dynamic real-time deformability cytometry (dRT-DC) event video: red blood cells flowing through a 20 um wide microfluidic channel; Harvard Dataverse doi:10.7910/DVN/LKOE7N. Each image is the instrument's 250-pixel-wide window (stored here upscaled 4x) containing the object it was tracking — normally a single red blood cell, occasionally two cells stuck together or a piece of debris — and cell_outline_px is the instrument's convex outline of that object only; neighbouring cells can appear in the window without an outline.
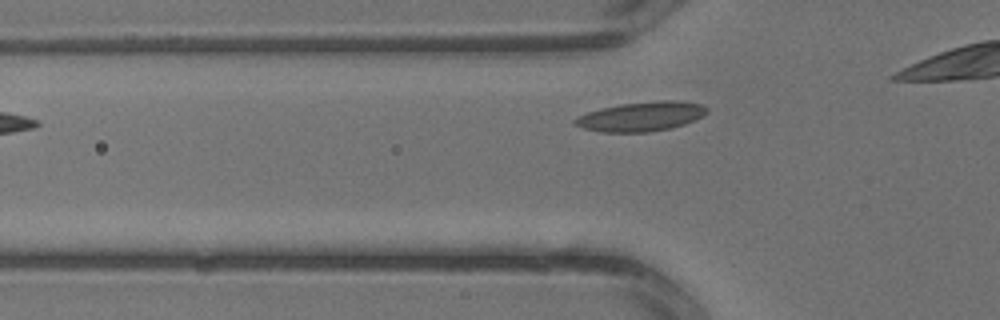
{"species": "common noctule bat (a hibernating species)", "species_latin": "Nyctalus noctula", "temperature_condition": "warm", "stored_images_in_passage": 3, "camera_frame_rate_fps": 3000, "um_per_image_px": 0.085, "animal": {"sex": "male", "body_mass_g": 13.3}, "frame": {"image": 1, "passage_image": 2, "time_ms": 0.333, "image_size_px": [1000, 320], "cell_outline_px": [[708, 112], [684, 124], [672, 128], [648, 132], [600, 132], [584, 128], [572, 124], [572, 120], [576, 116], [600, 108], [620, 104], [660, 100], [680, 100], [700, 104], [708, 108]], "centroid_in_image_um": [54.45, 9.9], "position_along_channel_um": 71.3, "area_um2": 22.72}}